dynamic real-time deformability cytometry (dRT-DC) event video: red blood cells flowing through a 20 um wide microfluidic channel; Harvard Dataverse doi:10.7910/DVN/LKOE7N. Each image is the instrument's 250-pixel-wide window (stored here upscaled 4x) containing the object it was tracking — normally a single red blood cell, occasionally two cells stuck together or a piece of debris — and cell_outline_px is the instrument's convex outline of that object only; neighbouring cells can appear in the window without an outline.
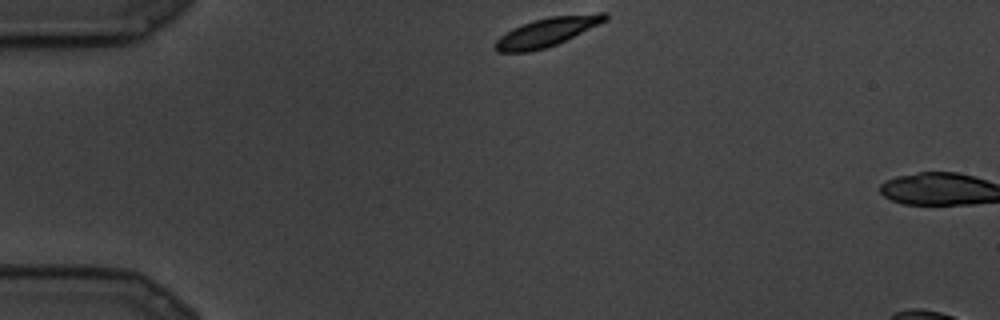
{"species": "common noctule bat (a hibernating species)", "species_latin": "Nyctalus noctula", "temperature_condition": "cold", "stored_images_in_passage": 3, "camera_frame_rate_fps": 3000, "um_per_image_px": 0.085, "animal": {"sex": "male", "body_mass_g": 19.5, "forearm_length_mm": 54.6}, "frame": {"image": 1, "passage_image": 1, "time_ms": 0.0, "image_size_px": [1000, 320], "cell_outline_px": [[608, 20], [556, 44], [544, 48], [528, 52], [496, 52], [496, 40], [500, 36], [524, 24], [536, 20], [552, 16], [600, 12], [604, 12], [608, 16]], "centroid_in_image_um": [46.54, 2.71], "position_along_channel_um": 38.5, "area_um2": 17.92}}